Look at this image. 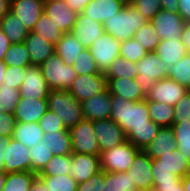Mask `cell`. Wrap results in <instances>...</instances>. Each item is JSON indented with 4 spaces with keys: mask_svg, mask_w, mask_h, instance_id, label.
Wrapping results in <instances>:
<instances>
[{
    "mask_svg": "<svg viewBox=\"0 0 190 191\" xmlns=\"http://www.w3.org/2000/svg\"><path fill=\"white\" fill-rule=\"evenodd\" d=\"M110 119L123 129L127 140L140 150L151 143L161 128L150 119L147 99L135 102L111 94Z\"/></svg>",
    "mask_w": 190,
    "mask_h": 191,
    "instance_id": "6da1fadb",
    "label": "cell"
},
{
    "mask_svg": "<svg viewBox=\"0 0 190 191\" xmlns=\"http://www.w3.org/2000/svg\"><path fill=\"white\" fill-rule=\"evenodd\" d=\"M148 20L130 3L103 23L104 30L118 41L132 39L138 29Z\"/></svg>",
    "mask_w": 190,
    "mask_h": 191,
    "instance_id": "7a4b0ae2",
    "label": "cell"
},
{
    "mask_svg": "<svg viewBox=\"0 0 190 191\" xmlns=\"http://www.w3.org/2000/svg\"><path fill=\"white\" fill-rule=\"evenodd\" d=\"M47 105L50 111L61 118L67 129L84 120L81 103L76 100L69 90H51L47 97Z\"/></svg>",
    "mask_w": 190,
    "mask_h": 191,
    "instance_id": "3957f363",
    "label": "cell"
},
{
    "mask_svg": "<svg viewBox=\"0 0 190 191\" xmlns=\"http://www.w3.org/2000/svg\"><path fill=\"white\" fill-rule=\"evenodd\" d=\"M40 69L50 90H69L78 76L73 66L66 65L56 53L44 61Z\"/></svg>",
    "mask_w": 190,
    "mask_h": 191,
    "instance_id": "277c9868",
    "label": "cell"
},
{
    "mask_svg": "<svg viewBox=\"0 0 190 191\" xmlns=\"http://www.w3.org/2000/svg\"><path fill=\"white\" fill-rule=\"evenodd\" d=\"M141 150L129 140L100 153V166L104 172H126Z\"/></svg>",
    "mask_w": 190,
    "mask_h": 191,
    "instance_id": "5b68a950",
    "label": "cell"
},
{
    "mask_svg": "<svg viewBox=\"0 0 190 191\" xmlns=\"http://www.w3.org/2000/svg\"><path fill=\"white\" fill-rule=\"evenodd\" d=\"M138 75L136 81L145 95H147L152 86L159 80L168 77L167 64H164L155 52H148L139 62L136 63Z\"/></svg>",
    "mask_w": 190,
    "mask_h": 191,
    "instance_id": "8992f818",
    "label": "cell"
},
{
    "mask_svg": "<svg viewBox=\"0 0 190 191\" xmlns=\"http://www.w3.org/2000/svg\"><path fill=\"white\" fill-rule=\"evenodd\" d=\"M72 152L100 155L99 143L94 133L93 121L82 120L69 129Z\"/></svg>",
    "mask_w": 190,
    "mask_h": 191,
    "instance_id": "52a82bcc",
    "label": "cell"
},
{
    "mask_svg": "<svg viewBox=\"0 0 190 191\" xmlns=\"http://www.w3.org/2000/svg\"><path fill=\"white\" fill-rule=\"evenodd\" d=\"M121 41L106 32L88 48L101 73H105L111 63L120 56Z\"/></svg>",
    "mask_w": 190,
    "mask_h": 191,
    "instance_id": "ba28073f",
    "label": "cell"
},
{
    "mask_svg": "<svg viewBox=\"0 0 190 191\" xmlns=\"http://www.w3.org/2000/svg\"><path fill=\"white\" fill-rule=\"evenodd\" d=\"M107 89V78L104 73H99L78 75L73 80L69 91L81 103L93 95L105 92Z\"/></svg>",
    "mask_w": 190,
    "mask_h": 191,
    "instance_id": "9c48e42d",
    "label": "cell"
},
{
    "mask_svg": "<svg viewBox=\"0 0 190 191\" xmlns=\"http://www.w3.org/2000/svg\"><path fill=\"white\" fill-rule=\"evenodd\" d=\"M150 22L160 40L180 39L186 23L179 13H172L162 9L157 12Z\"/></svg>",
    "mask_w": 190,
    "mask_h": 191,
    "instance_id": "30bf717a",
    "label": "cell"
},
{
    "mask_svg": "<svg viewBox=\"0 0 190 191\" xmlns=\"http://www.w3.org/2000/svg\"><path fill=\"white\" fill-rule=\"evenodd\" d=\"M189 91L185 86L167 77L157 81L151 88V91L146 95L149 101L165 103L171 106L180 101L183 96Z\"/></svg>",
    "mask_w": 190,
    "mask_h": 191,
    "instance_id": "8fae6325",
    "label": "cell"
},
{
    "mask_svg": "<svg viewBox=\"0 0 190 191\" xmlns=\"http://www.w3.org/2000/svg\"><path fill=\"white\" fill-rule=\"evenodd\" d=\"M93 127L99 143L100 152L127 141L126 133L110 118L93 121Z\"/></svg>",
    "mask_w": 190,
    "mask_h": 191,
    "instance_id": "7c38bea8",
    "label": "cell"
},
{
    "mask_svg": "<svg viewBox=\"0 0 190 191\" xmlns=\"http://www.w3.org/2000/svg\"><path fill=\"white\" fill-rule=\"evenodd\" d=\"M152 163L153 159L141 150L135 156L132 166L127 169L126 173L130 176V180L135 184L138 191H152Z\"/></svg>",
    "mask_w": 190,
    "mask_h": 191,
    "instance_id": "4fadbf2b",
    "label": "cell"
},
{
    "mask_svg": "<svg viewBox=\"0 0 190 191\" xmlns=\"http://www.w3.org/2000/svg\"><path fill=\"white\" fill-rule=\"evenodd\" d=\"M44 13L62 33L71 32L78 15L66 4L65 0H46Z\"/></svg>",
    "mask_w": 190,
    "mask_h": 191,
    "instance_id": "5bb4252c",
    "label": "cell"
},
{
    "mask_svg": "<svg viewBox=\"0 0 190 191\" xmlns=\"http://www.w3.org/2000/svg\"><path fill=\"white\" fill-rule=\"evenodd\" d=\"M50 89L39 65H30L20 88V97L47 99Z\"/></svg>",
    "mask_w": 190,
    "mask_h": 191,
    "instance_id": "9a60e30c",
    "label": "cell"
},
{
    "mask_svg": "<svg viewBox=\"0 0 190 191\" xmlns=\"http://www.w3.org/2000/svg\"><path fill=\"white\" fill-rule=\"evenodd\" d=\"M105 33L103 24L93 21L82 13L77 15L71 34L82 44L85 49Z\"/></svg>",
    "mask_w": 190,
    "mask_h": 191,
    "instance_id": "2e32d148",
    "label": "cell"
},
{
    "mask_svg": "<svg viewBox=\"0 0 190 191\" xmlns=\"http://www.w3.org/2000/svg\"><path fill=\"white\" fill-rule=\"evenodd\" d=\"M5 173L30 171V151L14 138L6 146Z\"/></svg>",
    "mask_w": 190,
    "mask_h": 191,
    "instance_id": "e0dca14e",
    "label": "cell"
},
{
    "mask_svg": "<svg viewBox=\"0 0 190 191\" xmlns=\"http://www.w3.org/2000/svg\"><path fill=\"white\" fill-rule=\"evenodd\" d=\"M43 0H11V11L32 31L39 17L44 13Z\"/></svg>",
    "mask_w": 190,
    "mask_h": 191,
    "instance_id": "ac0fdd59",
    "label": "cell"
},
{
    "mask_svg": "<svg viewBox=\"0 0 190 191\" xmlns=\"http://www.w3.org/2000/svg\"><path fill=\"white\" fill-rule=\"evenodd\" d=\"M81 108L85 120L95 121L110 118L111 94L109 90L81 102Z\"/></svg>",
    "mask_w": 190,
    "mask_h": 191,
    "instance_id": "d6986e66",
    "label": "cell"
},
{
    "mask_svg": "<svg viewBox=\"0 0 190 191\" xmlns=\"http://www.w3.org/2000/svg\"><path fill=\"white\" fill-rule=\"evenodd\" d=\"M127 2V0H92L81 13L103 24L112 16L117 15Z\"/></svg>",
    "mask_w": 190,
    "mask_h": 191,
    "instance_id": "ffe728a7",
    "label": "cell"
},
{
    "mask_svg": "<svg viewBox=\"0 0 190 191\" xmlns=\"http://www.w3.org/2000/svg\"><path fill=\"white\" fill-rule=\"evenodd\" d=\"M48 110L47 99H28L20 97L14 111L16 122H39Z\"/></svg>",
    "mask_w": 190,
    "mask_h": 191,
    "instance_id": "44dd1931",
    "label": "cell"
},
{
    "mask_svg": "<svg viewBox=\"0 0 190 191\" xmlns=\"http://www.w3.org/2000/svg\"><path fill=\"white\" fill-rule=\"evenodd\" d=\"M27 51L30 54L31 65H41L55 53V45L42 36L30 31L24 40Z\"/></svg>",
    "mask_w": 190,
    "mask_h": 191,
    "instance_id": "7402d4cb",
    "label": "cell"
},
{
    "mask_svg": "<svg viewBox=\"0 0 190 191\" xmlns=\"http://www.w3.org/2000/svg\"><path fill=\"white\" fill-rule=\"evenodd\" d=\"M71 158L76 172L74 174V180L77 183L87 181L101 171L100 156L72 152Z\"/></svg>",
    "mask_w": 190,
    "mask_h": 191,
    "instance_id": "603a6c76",
    "label": "cell"
},
{
    "mask_svg": "<svg viewBox=\"0 0 190 191\" xmlns=\"http://www.w3.org/2000/svg\"><path fill=\"white\" fill-rule=\"evenodd\" d=\"M107 86L110 94L122 96L125 100L139 102L146 99L135 78L107 79Z\"/></svg>",
    "mask_w": 190,
    "mask_h": 191,
    "instance_id": "cb8c5ba5",
    "label": "cell"
},
{
    "mask_svg": "<svg viewBox=\"0 0 190 191\" xmlns=\"http://www.w3.org/2000/svg\"><path fill=\"white\" fill-rule=\"evenodd\" d=\"M177 149L176 138L172 127H161L157 135L143 151L151 158L156 159L164 153Z\"/></svg>",
    "mask_w": 190,
    "mask_h": 191,
    "instance_id": "d4e9b609",
    "label": "cell"
},
{
    "mask_svg": "<svg viewBox=\"0 0 190 191\" xmlns=\"http://www.w3.org/2000/svg\"><path fill=\"white\" fill-rule=\"evenodd\" d=\"M155 53L160 60L168 66L174 65L181 58H183L188 52L182 39H164L160 40V43L156 47Z\"/></svg>",
    "mask_w": 190,
    "mask_h": 191,
    "instance_id": "484cf974",
    "label": "cell"
},
{
    "mask_svg": "<svg viewBox=\"0 0 190 191\" xmlns=\"http://www.w3.org/2000/svg\"><path fill=\"white\" fill-rule=\"evenodd\" d=\"M152 168H166L176 176L183 178L188 174V160L181 155L178 149H175L153 159Z\"/></svg>",
    "mask_w": 190,
    "mask_h": 191,
    "instance_id": "4316f807",
    "label": "cell"
},
{
    "mask_svg": "<svg viewBox=\"0 0 190 191\" xmlns=\"http://www.w3.org/2000/svg\"><path fill=\"white\" fill-rule=\"evenodd\" d=\"M85 48L69 33H63L61 39L55 44V53L63 60L66 65H73L78 55Z\"/></svg>",
    "mask_w": 190,
    "mask_h": 191,
    "instance_id": "83f0119b",
    "label": "cell"
},
{
    "mask_svg": "<svg viewBox=\"0 0 190 191\" xmlns=\"http://www.w3.org/2000/svg\"><path fill=\"white\" fill-rule=\"evenodd\" d=\"M43 134L39 122H16L12 138L31 148L43 140Z\"/></svg>",
    "mask_w": 190,
    "mask_h": 191,
    "instance_id": "f1b7e54d",
    "label": "cell"
},
{
    "mask_svg": "<svg viewBox=\"0 0 190 191\" xmlns=\"http://www.w3.org/2000/svg\"><path fill=\"white\" fill-rule=\"evenodd\" d=\"M0 29L11 43L24 42L30 32L12 11L0 20Z\"/></svg>",
    "mask_w": 190,
    "mask_h": 191,
    "instance_id": "f546056e",
    "label": "cell"
},
{
    "mask_svg": "<svg viewBox=\"0 0 190 191\" xmlns=\"http://www.w3.org/2000/svg\"><path fill=\"white\" fill-rule=\"evenodd\" d=\"M75 167L71 154L64 156L53 155L47 165L37 174L38 176H64L70 175L74 179Z\"/></svg>",
    "mask_w": 190,
    "mask_h": 191,
    "instance_id": "4dcf8cb0",
    "label": "cell"
},
{
    "mask_svg": "<svg viewBox=\"0 0 190 191\" xmlns=\"http://www.w3.org/2000/svg\"><path fill=\"white\" fill-rule=\"evenodd\" d=\"M43 140L46 142L47 147L52 150L53 155L64 156L72 154L69 130L44 133Z\"/></svg>",
    "mask_w": 190,
    "mask_h": 191,
    "instance_id": "1f68e13d",
    "label": "cell"
},
{
    "mask_svg": "<svg viewBox=\"0 0 190 191\" xmlns=\"http://www.w3.org/2000/svg\"><path fill=\"white\" fill-rule=\"evenodd\" d=\"M150 119L160 127H171L174 123V107L165 103L147 100Z\"/></svg>",
    "mask_w": 190,
    "mask_h": 191,
    "instance_id": "d6a6232c",
    "label": "cell"
},
{
    "mask_svg": "<svg viewBox=\"0 0 190 191\" xmlns=\"http://www.w3.org/2000/svg\"><path fill=\"white\" fill-rule=\"evenodd\" d=\"M104 74L107 79H133L138 75V69L136 68L135 62L125 60L123 57L119 56L111 63L110 67Z\"/></svg>",
    "mask_w": 190,
    "mask_h": 191,
    "instance_id": "836d02e7",
    "label": "cell"
},
{
    "mask_svg": "<svg viewBox=\"0 0 190 191\" xmlns=\"http://www.w3.org/2000/svg\"><path fill=\"white\" fill-rule=\"evenodd\" d=\"M37 177L35 172H9L3 191H29L31 184Z\"/></svg>",
    "mask_w": 190,
    "mask_h": 191,
    "instance_id": "e575fe53",
    "label": "cell"
},
{
    "mask_svg": "<svg viewBox=\"0 0 190 191\" xmlns=\"http://www.w3.org/2000/svg\"><path fill=\"white\" fill-rule=\"evenodd\" d=\"M30 151V172L38 174L52 159V150L47 147L46 142L42 140L35 146L29 148Z\"/></svg>",
    "mask_w": 190,
    "mask_h": 191,
    "instance_id": "d590c367",
    "label": "cell"
},
{
    "mask_svg": "<svg viewBox=\"0 0 190 191\" xmlns=\"http://www.w3.org/2000/svg\"><path fill=\"white\" fill-rule=\"evenodd\" d=\"M126 172H105L103 191H138Z\"/></svg>",
    "mask_w": 190,
    "mask_h": 191,
    "instance_id": "8d00e7d4",
    "label": "cell"
},
{
    "mask_svg": "<svg viewBox=\"0 0 190 191\" xmlns=\"http://www.w3.org/2000/svg\"><path fill=\"white\" fill-rule=\"evenodd\" d=\"M4 63L7 66L28 67L31 65L30 54L26 45L22 43H11L4 57Z\"/></svg>",
    "mask_w": 190,
    "mask_h": 191,
    "instance_id": "74e56055",
    "label": "cell"
},
{
    "mask_svg": "<svg viewBox=\"0 0 190 191\" xmlns=\"http://www.w3.org/2000/svg\"><path fill=\"white\" fill-rule=\"evenodd\" d=\"M32 32L42 36L47 41H50L54 45L61 39L63 33L58 27L52 22V20L46 16L45 13L39 17Z\"/></svg>",
    "mask_w": 190,
    "mask_h": 191,
    "instance_id": "f35d334b",
    "label": "cell"
},
{
    "mask_svg": "<svg viewBox=\"0 0 190 191\" xmlns=\"http://www.w3.org/2000/svg\"><path fill=\"white\" fill-rule=\"evenodd\" d=\"M168 77L190 90V53L169 66Z\"/></svg>",
    "mask_w": 190,
    "mask_h": 191,
    "instance_id": "ab89813d",
    "label": "cell"
},
{
    "mask_svg": "<svg viewBox=\"0 0 190 191\" xmlns=\"http://www.w3.org/2000/svg\"><path fill=\"white\" fill-rule=\"evenodd\" d=\"M176 138V147L181 155L189 160L190 158V122H177L172 124Z\"/></svg>",
    "mask_w": 190,
    "mask_h": 191,
    "instance_id": "60d3db41",
    "label": "cell"
},
{
    "mask_svg": "<svg viewBox=\"0 0 190 191\" xmlns=\"http://www.w3.org/2000/svg\"><path fill=\"white\" fill-rule=\"evenodd\" d=\"M133 38L139 42L147 52H155L156 47L160 43V37L157 35L150 21L138 29Z\"/></svg>",
    "mask_w": 190,
    "mask_h": 191,
    "instance_id": "b9f144b4",
    "label": "cell"
},
{
    "mask_svg": "<svg viewBox=\"0 0 190 191\" xmlns=\"http://www.w3.org/2000/svg\"><path fill=\"white\" fill-rule=\"evenodd\" d=\"M153 189L177 188L182 178L176 176L166 168H152Z\"/></svg>",
    "mask_w": 190,
    "mask_h": 191,
    "instance_id": "7bdbcfd3",
    "label": "cell"
},
{
    "mask_svg": "<svg viewBox=\"0 0 190 191\" xmlns=\"http://www.w3.org/2000/svg\"><path fill=\"white\" fill-rule=\"evenodd\" d=\"M20 99V89L0 85V112L14 113Z\"/></svg>",
    "mask_w": 190,
    "mask_h": 191,
    "instance_id": "ee69618b",
    "label": "cell"
},
{
    "mask_svg": "<svg viewBox=\"0 0 190 191\" xmlns=\"http://www.w3.org/2000/svg\"><path fill=\"white\" fill-rule=\"evenodd\" d=\"M50 191H77L78 183L70 175L39 176Z\"/></svg>",
    "mask_w": 190,
    "mask_h": 191,
    "instance_id": "f6af8a7d",
    "label": "cell"
},
{
    "mask_svg": "<svg viewBox=\"0 0 190 191\" xmlns=\"http://www.w3.org/2000/svg\"><path fill=\"white\" fill-rule=\"evenodd\" d=\"M148 52L134 38L121 41L120 56L125 60L139 62Z\"/></svg>",
    "mask_w": 190,
    "mask_h": 191,
    "instance_id": "bcb514c9",
    "label": "cell"
},
{
    "mask_svg": "<svg viewBox=\"0 0 190 191\" xmlns=\"http://www.w3.org/2000/svg\"><path fill=\"white\" fill-rule=\"evenodd\" d=\"M72 66L79 76L101 73L88 49H85L78 55L77 60H75Z\"/></svg>",
    "mask_w": 190,
    "mask_h": 191,
    "instance_id": "7dc6e473",
    "label": "cell"
},
{
    "mask_svg": "<svg viewBox=\"0 0 190 191\" xmlns=\"http://www.w3.org/2000/svg\"><path fill=\"white\" fill-rule=\"evenodd\" d=\"M148 21L161 9V0H128Z\"/></svg>",
    "mask_w": 190,
    "mask_h": 191,
    "instance_id": "c3c4849f",
    "label": "cell"
},
{
    "mask_svg": "<svg viewBox=\"0 0 190 191\" xmlns=\"http://www.w3.org/2000/svg\"><path fill=\"white\" fill-rule=\"evenodd\" d=\"M39 125L42 128L44 133H53L63 130H69L65 127L61 118H59L56 113L50 111L49 109L46 113L40 118Z\"/></svg>",
    "mask_w": 190,
    "mask_h": 191,
    "instance_id": "681fc988",
    "label": "cell"
},
{
    "mask_svg": "<svg viewBox=\"0 0 190 191\" xmlns=\"http://www.w3.org/2000/svg\"><path fill=\"white\" fill-rule=\"evenodd\" d=\"M28 67L7 66L3 84L9 87L20 89L27 73Z\"/></svg>",
    "mask_w": 190,
    "mask_h": 191,
    "instance_id": "f907efd6",
    "label": "cell"
},
{
    "mask_svg": "<svg viewBox=\"0 0 190 191\" xmlns=\"http://www.w3.org/2000/svg\"><path fill=\"white\" fill-rule=\"evenodd\" d=\"M190 122V90L174 106V123Z\"/></svg>",
    "mask_w": 190,
    "mask_h": 191,
    "instance_id": "816d5d0a",
    "label": "cell"
},
{
    "mask_svg": "<svg viewBox=\"0 0 190 191\" xmlns=\"http://www.w3.org/2000/svg\"><path fill=\"white\" fill-rule=\"evenodd\" d=\"M104 182L105 172L101 170L87 181L78 183L77 191H103Z\"/></svg>",
    "mask_w": 190,
    "mask_h": 191,
    "instance_id": "f5cc1de1",
    "label": "cell"
},
{
    "mask_svg": "<svg viewBox=\"0 0 190 191\" xmlns=\"http://www.w3.org/2000/svg\"><path fill=\"white\" fill-rule=\"evenodd\" d=\"M15 125L13 113L0 112V136L13 137Z\"/></svg>",
    "mask_w": 190,
    "mask_h": 191,
    "instance_id": "db71d44e",
    "label": "cell"
},
{
    "mask_svg": "<svg viewBox=\"0 0 190 191\" xmlns=\"http://www.w3.org/2000/svg\"><path fill=\"white\" fill-rule=\"evenodd\" d=\"M178 13L185 20L190 22V0H178Z\"/></svg>",
    "mask_w": 190,
    "mask_h": 191,
    "instance_id": "11a10c76",
    "label": "cell"
},
{
    "mask_svg": "<svg viewBox=\"0 0 190 191\" xmlns=\"http://www.w3.org/2000/svg\"><path fill=\"white\" fill-rule=\"evenodd\" d=\"M11 137L0 136V172L5 173L4 162L6 160V146Z\"/></svg>",
    "mask_w": 190,
    "mask_h": 191,
    "instance_id": "9f6ffc18",
    "label": "cell"
},
{
    "mask_svg": "<svg viewBox=\"0 0 190 191\" xmlns=\"http://www.w3.org/2000/svg\"><path fill=\"white\" fill-rule=\"evenodd\" d=\"M91 1L92 0H65L66 4L78 14L81 13Z\"/></svg>",
    "mask_w": 190,
    "mask_h": 191,
    "instance_id": "6f0895ef",
    "label": "cell"
},
{
    "mask_svg": "<svg viewBox=\"0 0 190 191\" xmlns=\"http://www.w3.org/2000/svg\"><path fill=\"white\" fill-rule=\"evenodd\" d=\"M11 45L10 40L4 34V32L0 29V61L4 60L7 50Z\"/></svg>",
    "mask_w": 190,
    "mask_h": 191,
    "instance_id": "680465c9",
    "label": "cell"
},
{
    "mask_svg": "<svg viewBox=\"0 0 190 191\" xmlns=\"http://www.w3.org/2000/svg\"><path fill=\"white\" fill-rule=\"evenodd\" d=\"M178 0H161V9L172 13H178Z\"/></svg>",
    "mask_w": 190,
    "mask_h": 191,
    "instance_id": "91938a15",
    "label": "cell"
},
{
    "mask_svg": "<svg viewBox=\"0 0 190 191\" xmlns=\"http://www.w3.org/2000/svg\"><path fill=\"white\" fill-rule=\"evenodd\" d=\"M50 188L47 187V184L37 175L31 184L29 191H50Z\"/></svg>",
    "mask_w": 190,
    "mask_h": 191,
    "instance_id": "94428289",
    "label": "cell"
},
{
    "mask_svg": "<svg viewBox=\"0 0 190 191\" xmlns=\"http://www.w3.org/2000/svg\"><path fill=\"white\" fill-rule=\"evenodd\" d=\"M181 39L187 49V52L190 53V22L185 23Z\"/></svg>",
    "mask_w": 190,
    "mask_h": 191,
    "instance_id": "6125c7cd",
    "label": "cell"
},
{
    "mask_svg": "<svg viewBox=\"0 0 190 191\" xmlns=\"http://www.w3.org/2000/svg\"><path fill=\"white\" fill-rule=\"evenodd\" d=\"M11 11V0H0V20Z\"/></svg>",
    "mask_w": 190,
    "mask_h": 191,
    "instance_id": "be15d7a7",
    "label": "cell"
},
{
    "mask_svg": "<svg viewBox=\"0 0 190 191\" xmlns=\"http://www.w3.org/2000/svg\"><path fill=\"white\" fill-rule=\"evenodd\" d=\"M7 65L4 61H0V85L3 84V78L5 77Z\"/></svg>",
    "mask_w": 190,
    "mask_h": 191,
    "instance_id": "e7e4bbea",
    "label": "cell"
},
{
    "mask_svg": "<svg viewBox=\"0 0 190 191\" xmlns=\"http://www.w3.org/2000/svg\"><path fill=\"white\" fill-rule=\"evenodd\" d=\"M182 184L184 185L185 191H190V174L182 178Z\"/></svg>",
    "mask_w": 190,
    "mask_h": 191,
    "instance_id": "03108f58",
    "label": "cell"
},
{
    "mask_svg": "<svg viewBox=\"0 0 190 191\" xmlns=\"http://www.w3.org/2000/svg\"><path fill=\"white\" fill-rule=\"evenodd\" d=\"M152 191H185L184 185L182 182L177 186V188H170V189H152Z\"/></svg>",
    "mask_w": 190,
    "mask_h": 191,
    "instance_id": "003e7915",
    "label": "cell"
},
{
    "mask_svg": "<svg viewBox=\"0 0 190 191\" xmlns=\"http://www.w3.org/2000/svg\"><path fill=\"white\" fill-rule=\"evenodd\" d=\"M7 179V173L0 172V191H3Z\"/></svg>",
    "mask_w": 190,
    "mask_h": 191,
    "instance_id": "a7ac6f4b",
    "label": "cell"
},
{
    "mask_svg": "<svg viewBox=\"0 0 190 191\" xmlns=\"http://www.w3.org/2000/svg\"><path fill=\"white\" fill-rule=\"evenodd\" d=\"M188 174H190V158L188 160Z\"/></svg>",
    "mask_w": 190,
    "mask_h": 191,
    "instance_id": "89a4df30",
    "label": "cell"
}]
</instances>
